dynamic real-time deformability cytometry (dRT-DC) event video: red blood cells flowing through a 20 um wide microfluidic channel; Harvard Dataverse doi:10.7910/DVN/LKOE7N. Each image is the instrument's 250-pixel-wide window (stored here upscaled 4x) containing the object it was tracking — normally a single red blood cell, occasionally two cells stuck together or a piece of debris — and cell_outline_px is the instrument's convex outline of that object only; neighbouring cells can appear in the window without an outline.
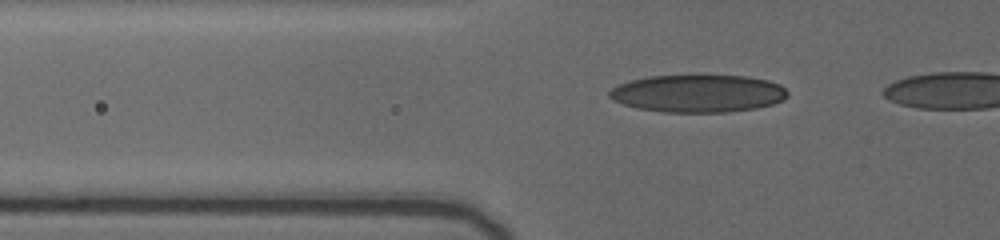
{"species": "human", "species_latin": "Homo sapiens", "temperature_condition": "cold", "stored_images_in_passage": 7, "camera_frame_rate_fps": 3000, "um_per_image_px": 0.085, "donor": {"sex": "female"}, "frame": {"image": 1, "passage_image": 2, "time_ms": 0.333, "image_size_px": [1000, 240], "cell_outline_px": [[788, 96], [784, 100], [772, 104], [756, 108], [728, 112], [664, 112], [636, 108], [612, 100], [608, 96], [608, 92], [612, 88], [620, 84], [632, 80], [648, 76], [748, 76], [768, 80], [780, 84], [788, 92]], "centroid_in_image_um": [59.35, 7.95], "position_along_channel_um": 66.5, "area_um2": 39.02}}